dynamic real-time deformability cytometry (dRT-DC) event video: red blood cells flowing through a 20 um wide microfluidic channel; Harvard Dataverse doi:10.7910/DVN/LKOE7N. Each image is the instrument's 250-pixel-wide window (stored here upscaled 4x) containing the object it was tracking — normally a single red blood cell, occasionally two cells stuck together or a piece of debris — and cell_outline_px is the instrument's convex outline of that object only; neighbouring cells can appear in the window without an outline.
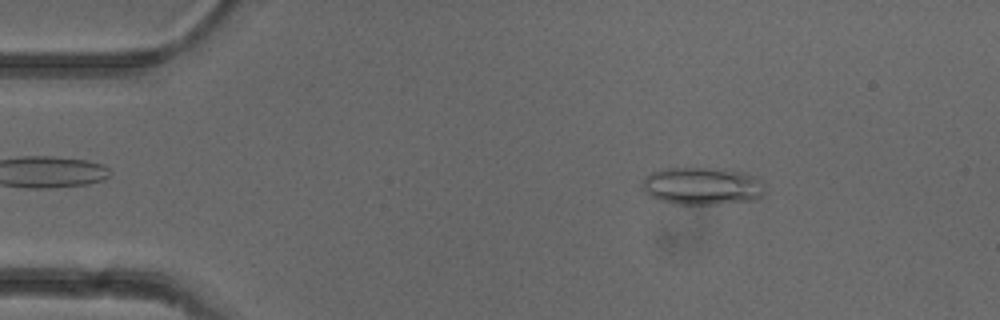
{"species": "common noctule bat (a hibernating species)", "species_latin": "Nyctalus noctula", "temperature_condition": "cold", "stored_images_in_passage": 47, "camera_frame_rate_fps": 3000, "um_per_image_px": 0.085, "animal": {"sex": "female"}, "frame": {"image": 1, "passage_image": 3, "time_ms": 0.667, "image_size_px": [1000, 320], "cell_outline_px": [[764, 192], [756, 200], [716, 204], [676, 204], [660, 200], [652, 196], [644, 188], [644, 176], [660, 168], [708, 168], [744, 172], [760, 180], [764, 188]], "centroid_in_image_um": [59.69, 15.81], "position_along_channel_um": 25.3, "area_um2": 26.53}}
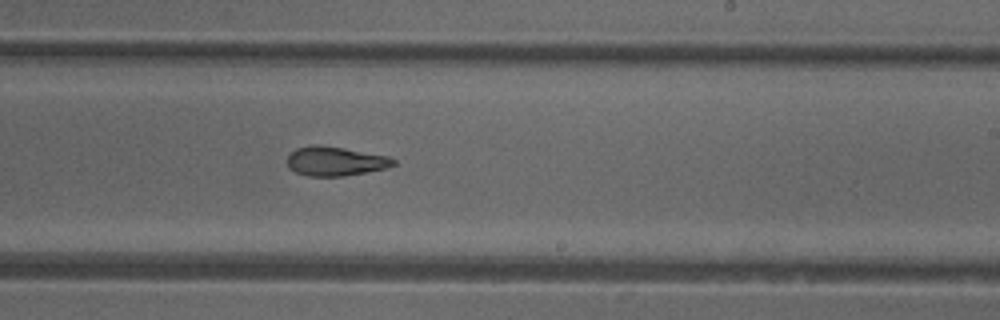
{"frame": {"image": 2, "passage_image": 26, "time_ms": 8.333, "image_size_px": [1000, 320], "cell_outline_px": [[396, 164], [384, 168], [344, 176], [308, 176], [296, 172], [288, 168], [288, 156], [296, 148], [312, 144], [320, 144], [344, 148], [388, 156], [396, 160]], "centroid_in_image_um": [28.47, 13.69], "position_along_channel_um": 260.5, "area_um2": 18.03}}
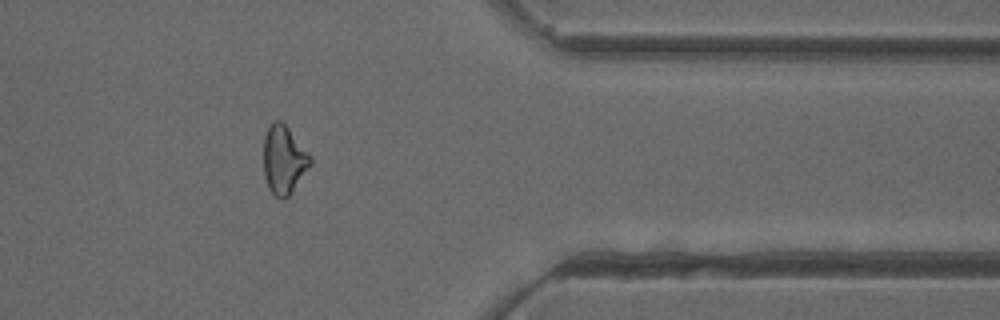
{"frame": {"image": 3, "passage_image": 37, "time_ms": 12.0, "image_size_px": [1000, 320], "cell_outline_px": [[312, 164], [288, 196], [284, 200], [280, 200], [268, 188], [264, 176], [264, 136], [272, 120], [280, 120], [288, 128], [312, 156]], "centroid_in_image_um": [24.13, 13.58], "position_along_channel_um": 387.3, "area_um2": 18.67}, "authors_computed_cell_mechanics": {"area_um2": 19.074, "velocity_mm_per_s": 3.9453, "shape_relaxation_time_tau1_ms": null, "shape_relaxation_time_tau2_ms": 5.6915, "deformation_change_tau1": null, "deformation_change_tau2": 0.1563}}